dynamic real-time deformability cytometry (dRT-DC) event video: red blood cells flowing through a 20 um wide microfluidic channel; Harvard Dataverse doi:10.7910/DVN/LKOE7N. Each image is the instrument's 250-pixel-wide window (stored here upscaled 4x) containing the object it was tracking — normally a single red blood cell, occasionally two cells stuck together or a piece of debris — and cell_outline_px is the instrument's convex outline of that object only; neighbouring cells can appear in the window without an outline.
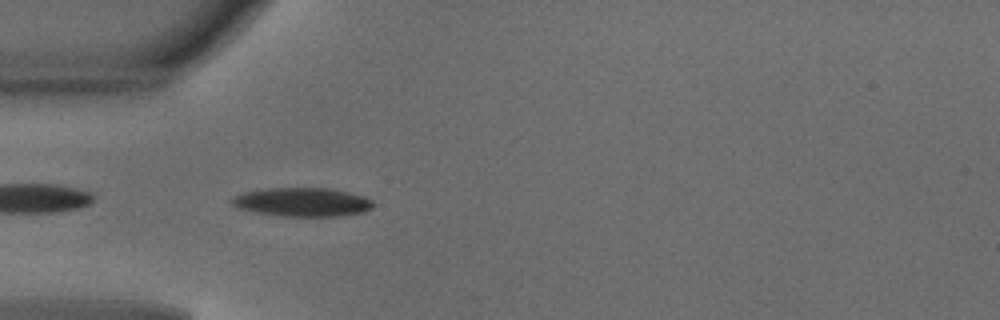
{"species": "common noctule bat (a hibernating species)", "species_latin": "Nyctalus noctula", "temperature_condition": "warm", "stored_images_in_passage": 36, "camera_frame_rate_fps": 3000, "um_per_image_px": 0.085, "animal": {"sex": "male", "body_mass_g": 18.8}, "frame": {"image": 1, "passage_image": 2, "time_ms": 0.333, "image_size_px": [1000, 320], "cell_outline_px": [[372, 208], [364, 212], [344, 216], [280, 216], [256, 212], [236, 208], [228, 200], [232, 196], [244, 192], [268, 188], [328, 188], [364, 196], [372, 200]], "centroid_in_image_um": [25.65, 17.18], "position_along_channel_um": 59.3, "area_um2": 23.81}}
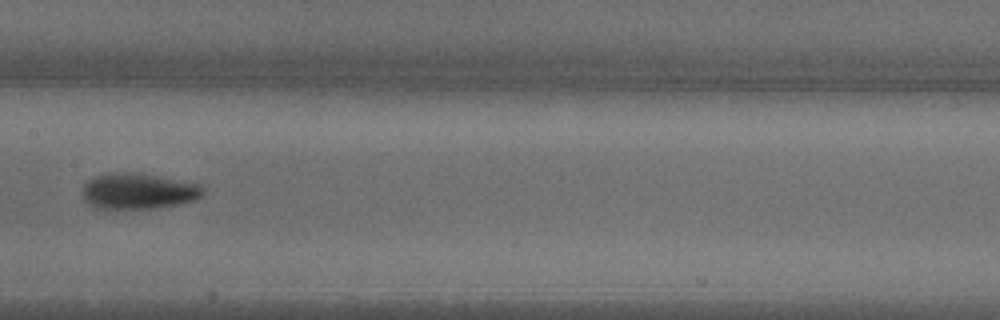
{"frame": {"image": 2, "passage_image": 12, "time_ms": 3.667, "image_size_px": [1000, 320], "cell_outline_px": [[204, 192], [196, 200], [156, 208], [96, 208], [84, 200], [84, 184], [88, 180], [96, 176], [112, 172], [120, 172], [156, 176], [200, 184], [204, 188]], "centroid_in_image_um": [11.76, 16.25], "position_along_channel_um": 195.6, "area_um2": 24.68}}
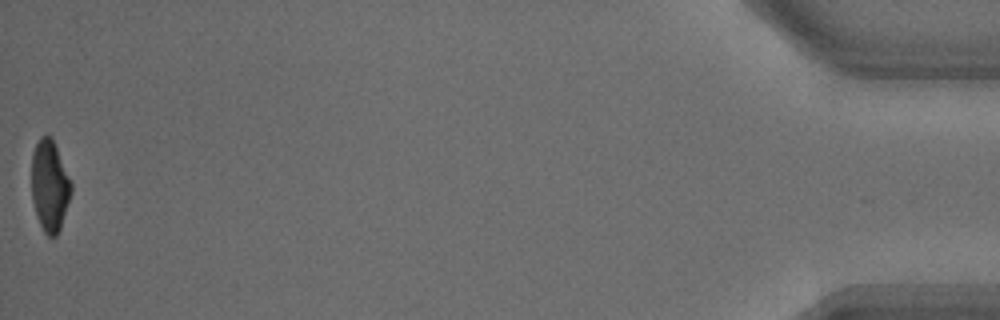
{"frame": {"image": 3, "passage_image": 36, "time_ms": 11.667, "image_size_px": [1000, 320], "cell_outline_px": [[72, 192], [60, 228], [56, 236], [48, 236], [44, 232], [36, 216], [32, 200], [32, 152], [40, 136], [52, 136], [72, 180]], "centroid_in_image_um": [4.24, 15.76], "position_along_channel_um": 431.0, "area_um2": 21.33}, "authors_computed_cell_mechanics": {"area_um2": 23.3801, "velocity_mm_per_s": 4.1575, "shape_relaxation_time_tau1_ms": 3.0404, "shape_relaxation_time_tau2_ms": 4.3938, "deformation_change_tau1": 0.1636, "deformation_change_tau2": 0.1029}}